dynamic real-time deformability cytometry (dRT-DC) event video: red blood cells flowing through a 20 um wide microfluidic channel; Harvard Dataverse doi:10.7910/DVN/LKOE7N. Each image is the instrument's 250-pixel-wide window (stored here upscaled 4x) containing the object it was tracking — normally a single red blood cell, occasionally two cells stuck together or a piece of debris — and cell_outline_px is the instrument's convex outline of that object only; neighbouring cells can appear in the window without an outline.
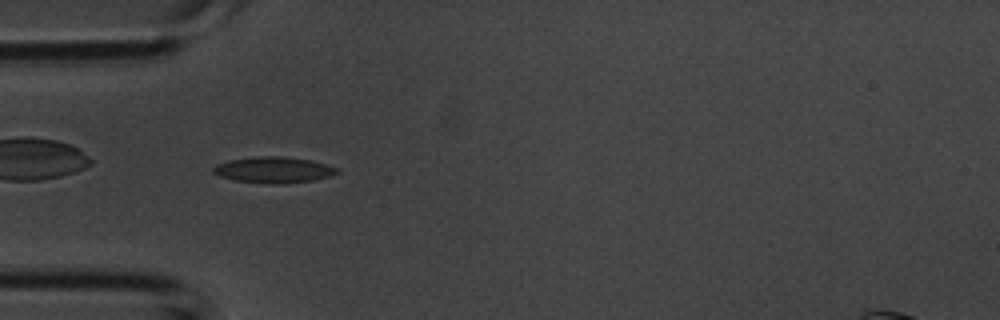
{"species": "common noctule bat (a hibernating species)", "species_latin": "Nyctalus noctula", "temperature_condition": "room temperature", "stored_images_in_passage": 1, "camera_frame_rate_fps": 3000, "um_per_image_px": 0.085, "animal": {"sex": "male", "body_mass_g": 20.1, "forearm_length_mm": 53.5}, "frame": {"image": 1, "passage_image": 1, "time_ms": 0.0, "image_size_px": [1000, 320], "cell_outline_px": [[340, 172], [328, 176], [312, 180], [284, 184], [264, 184], [236, 180], [220, 176], [212, 172], [212, 168], [216, 164], [228, 160], [256, 156], [284, 156], [312, 160], [340, 168]], "centroid_in_image_um": [23.26, 14.43], "position_along_channel_um": 61.7, "area_um2": 19.02}}